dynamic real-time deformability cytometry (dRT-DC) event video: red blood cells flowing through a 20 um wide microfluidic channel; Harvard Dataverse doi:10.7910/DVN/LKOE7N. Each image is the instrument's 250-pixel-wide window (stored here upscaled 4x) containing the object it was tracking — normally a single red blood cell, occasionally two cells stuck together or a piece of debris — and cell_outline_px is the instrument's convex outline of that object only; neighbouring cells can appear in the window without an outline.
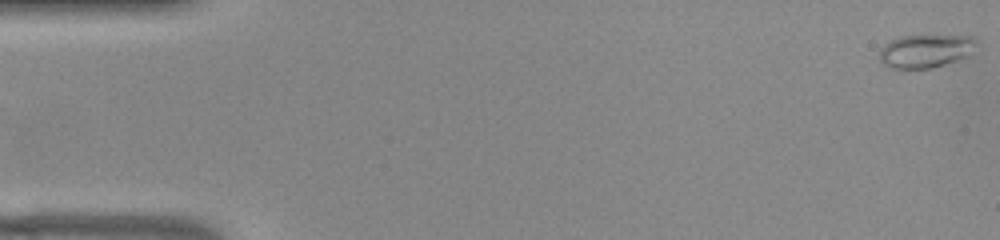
{"species": "common noctule bat (a hibernating species)", "species_latin": "Nyctalus noctula", "temperature_condition": "warm", "stored_images_in_passage": 43, "camera_frame_rate_fps": 3000, "um_per_image_px": 0.085, "animal": {"sex": "female", "body_mass_g": 22.0, "forearm_length_mm": 56.7}, "frame": {"image": 1, "passage_image": 1, "time_ms": 0.0, "image_size_px": [1000, 240], "cell_outline_px": [[980, 44], [968, 56], [960, 60], [932, 68], [900, 72], [888, 68], [880, 60], [880, 48], [888, 40], [900, 36], [976, 36], [980, 40]], "centroid_in_image_um": [78.69, 4.37], "position_along_channel_um": 6.3, "area_um2": 19.88}}
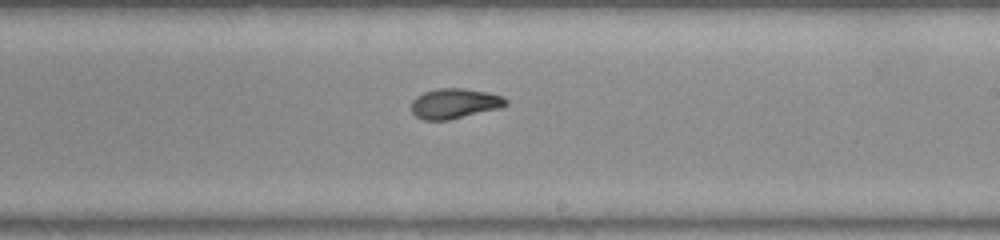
{"frame": {"image": 2, "passage_image": 31, "time_ms": 10.0, "image_size_px": [1000, 240], "cell_outline_px": [[508, 104], [500, 108], [448, 120], [424, 120], [416, 116], [412, 112], [412, 100], [416, 96], [424, 92], [436, 88], [464, 88], [488, 92], [504, 96], [508, 100]], "centroid_in_image_um": [38.66, 8.78], "position_along_channel_um": 250.3, "area_um2": 16.7}}
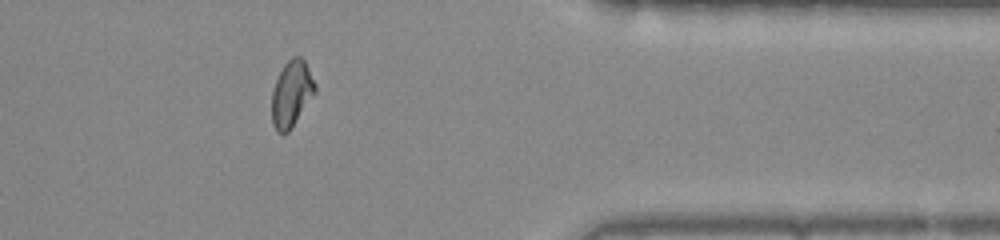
{"frame": {"image": 3, "passage_image": 43, "time_ms": 14.0, "image_size_px": [1000, 240], "cell_outline_px": [[316, 92], [288, 132], [276, 132], [272, 124], [272, 92], [276, 80], [284, 64], [292, 56], [300, 56], [304, 60], [316, 84]], "centroid_in_image_um": [24.78, 7.95], "position_along_channel_um": 386.6, "area_um2": 16.53}, "authors_computed_cell_mechanics": {"area_um2": 17.051, "velocity_mm_per_s": 3.8907, "shape_relaxation_time_tau1_ms": 9.4451, "shape_relaxation_time_tau2_ms": 2.2146, "deformation_change_tau1": 0.2843, "deformation_change_tau2": 0.0661}}